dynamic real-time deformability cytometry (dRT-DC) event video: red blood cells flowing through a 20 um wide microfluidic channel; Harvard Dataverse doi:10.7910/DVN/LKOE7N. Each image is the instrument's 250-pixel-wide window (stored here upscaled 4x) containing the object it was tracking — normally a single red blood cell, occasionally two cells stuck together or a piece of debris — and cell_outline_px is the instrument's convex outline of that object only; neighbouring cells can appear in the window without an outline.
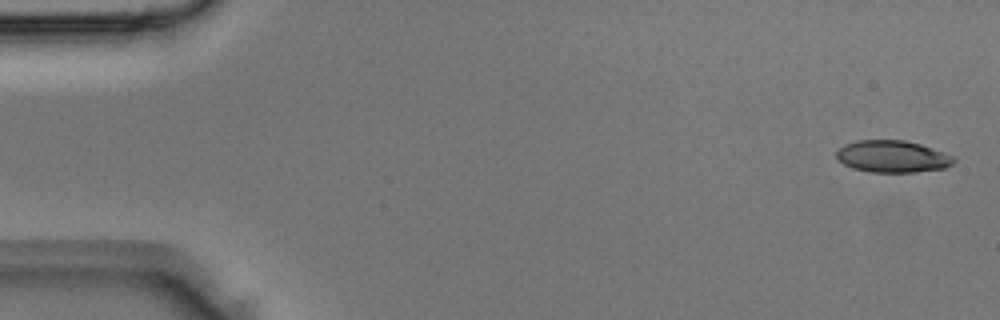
{"species": "Egyptian fruit bat (a non-hibernating species)", "species_latin": "Rousettus aegyptiacus", "temperature_condition": "room temperature", "stored_images_in_passage": 4, "camera_frame_rate_fps": 3000, "um_per_image_px": 0.085, "animal": {"sex": "male"}, "frame": {"image": 1, "passage_image": 1, "time_ms": 0.0, "image_size_px": [1000, 320], "cell_outline_px": [[956, 160], [952, 164], [944, 168], [916, 172], [868, 172], [852, 168], [844, 164], [836, 156], [836, 152], [844, 144], [856, 140], [904, 140], [920, 144], [944, 152], [952, 156]], "centroid_in_image_um": [75.85, 13.3], "position_along_channel_um": 9.2, "area_um2": 21.85}}
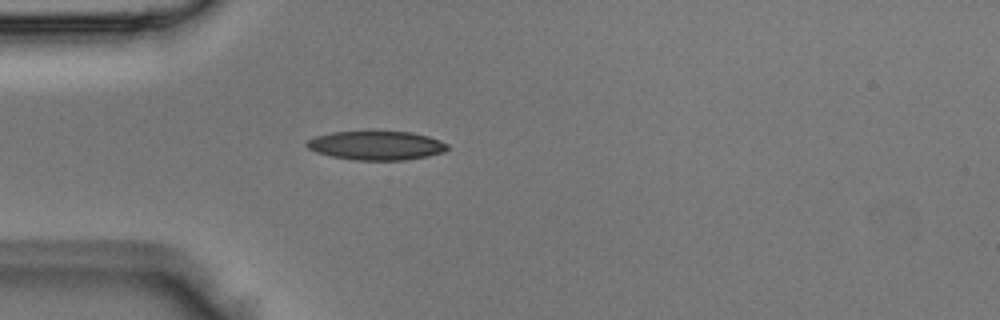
{"frame": {"image": 2, "passage_image": 4, "time_ms": 1.0, "image_size_px": [1000, 320], "cell_outline_px": [[448, 148], [444, 152], [428, 156], [404, 160], [356, 160], [332, 156], [316, 152], [308, 148], [304, 144], [308, 140], [316, 136], [332, 132], [368, 128], [412, 132], [428, 136], [440, 140], [448, 144]], "centroid_in_image_um": [31.98, 12.31], "position_along_channel_um": 53.0, "area_um2": 24.74}}